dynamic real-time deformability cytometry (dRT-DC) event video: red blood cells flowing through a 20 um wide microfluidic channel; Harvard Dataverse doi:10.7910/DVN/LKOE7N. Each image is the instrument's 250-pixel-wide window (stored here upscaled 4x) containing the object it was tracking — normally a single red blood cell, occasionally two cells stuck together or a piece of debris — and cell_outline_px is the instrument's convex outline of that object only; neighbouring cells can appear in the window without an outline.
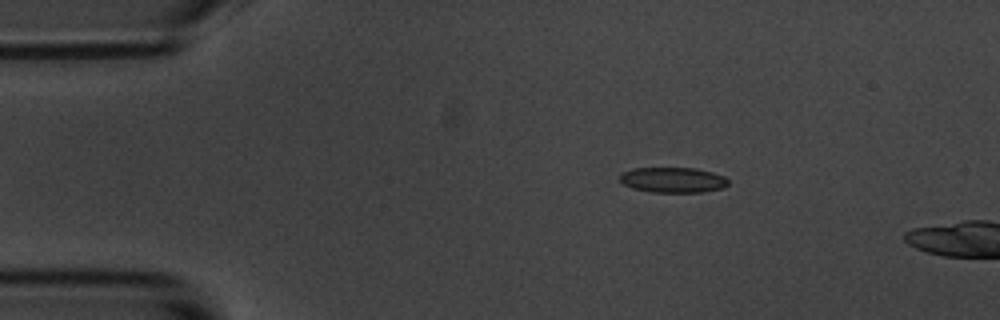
{"species": "common noctule bat (a hibernating species)", "species_latin": "Nyctalus noctula", "temperature_condition": "room temperature", "stored_images_in_passage": 4, "camera_frame_rate_fps": 3000, "um_per_image_px": 0.085, "animal": {"sex": "male", "body_mass_g": 20.1, "forearm_length_mm": 53.5}, "frame": {"image": 1, "passage_image": 1, "time_ms": 0.0, "image_size_px": [1000, 320], "cell_outline_px": [[728, 184], [724, 188], [704, 192], [652, 192], [632, 188], [624, 184], [620, 180], [620, 176], [624, 172], [632, 168], [696, 168], [712, 172], [724, 176], [728, 180]], "centroid_in_image_um": [57.23, 15.3], "position_along_channel_um": 27.8, "area_um2": 16.01}}
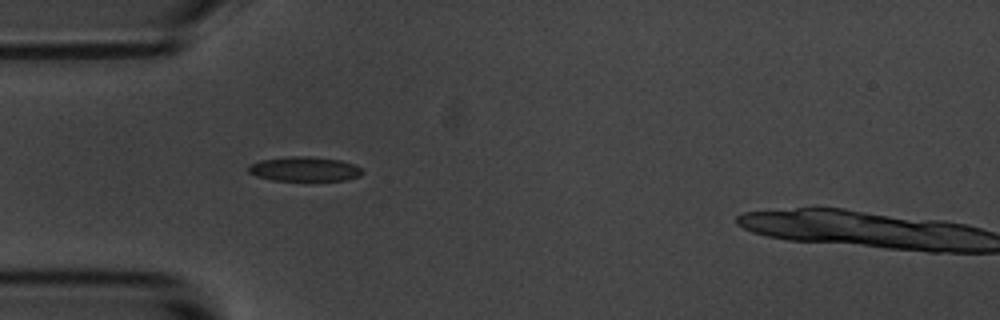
{"frame": {"image": 2, "passage_image": 3, "time_ms": 2.333, "image_size_px": [1000, 320], "cell_outline_px": [[364, 172], [360, 176], [344, 180], [272, 180], [256, 176], [248, 172], [248, 164], [260, 160], [288, 156], [312, 156], [340, 160], [364, 168]], "centroid_in_image_um": [25.87, 14.35], "position_along_channel_um": 59.1, "area_um2": 16.42}}